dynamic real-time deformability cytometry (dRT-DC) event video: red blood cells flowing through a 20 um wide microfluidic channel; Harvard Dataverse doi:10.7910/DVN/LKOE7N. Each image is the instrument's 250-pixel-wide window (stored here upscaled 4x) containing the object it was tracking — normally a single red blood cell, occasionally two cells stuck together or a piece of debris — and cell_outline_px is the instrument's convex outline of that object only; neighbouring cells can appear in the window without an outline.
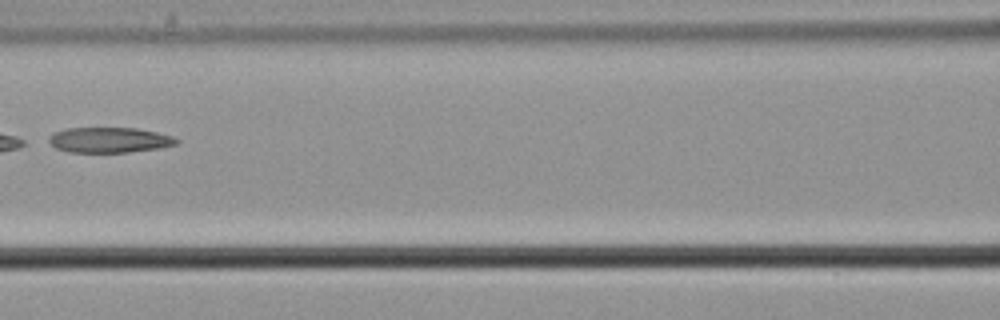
{"species": "common noctule bat (a hibernating species)", "species_latin": "Nyctalus noctula", "temperature_condition": "cold", "stored_images_in_passage": 5, "camera_frame_rate_fps": 3000, "um_per_image_px": 0.085, "animal": {"sex": "male", "body_mass_g": 21.5, "forearm_length_mm": 52.0}, "frame": {"image": 1, "passage_image": 4, "time_ms": 1.0, "image_size_px": [1000, 320], "cell_outline_px": [[180, 140], [176, 144], [160, 148], [128, 152], [68, 152], [56, 148], [48, 140], [48, 136], [52, 132], [64, 128], [136, 128], [156, 132], [172, 136]], "centroid_in_image_um": [9.26, 11.89], "position_along_channel_um": 157.3, "area_um2": 18.9}}
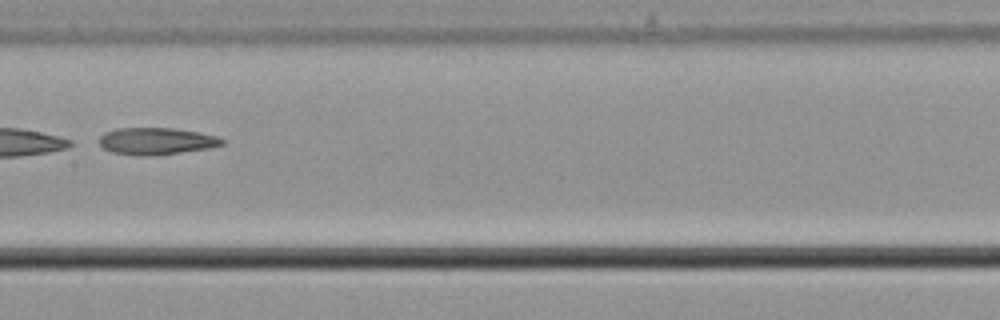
{"frame": {"image": 2, "passage_image": 5, "time_ms": 1.333, "image_size_px": [1000, 320], "cell_outline_px": [[224, 144], [212, 148], [156, 156], [136, 156], [112, 152], [104, 148], [100, 144], [100, 136], [104, 132], [116, 128], [172, 128], [200, 132], [216, 136], [224, 140]], "centroid_in_image_um": [13.31, 12.01], "position_along_channel_um": 194.1, "area_um2": 19.59}}